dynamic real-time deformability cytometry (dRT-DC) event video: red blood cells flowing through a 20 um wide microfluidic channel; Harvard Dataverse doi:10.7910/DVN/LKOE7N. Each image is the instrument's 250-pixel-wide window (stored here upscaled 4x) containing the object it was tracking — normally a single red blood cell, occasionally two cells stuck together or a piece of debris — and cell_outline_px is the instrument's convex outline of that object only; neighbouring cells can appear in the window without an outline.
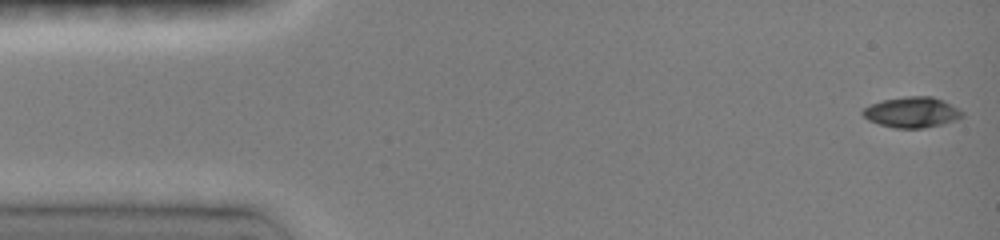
{"species": "common noctule bat (a hibernating species)", "species_latin": "Nyctalus noctula", "temperature_condition": "room temperature", "stored_images_in_passage": 65, "camera_frame_rate_fps": 3000, "um_per_image_px": 0.085, "animal": {"sex": "female", "body_mass_g": 19.0, "forearm_length_mm": 51.5}, "frame": {"image": 1, "passage_image": 1, "time_ms": 0.0, "image_size_px": [1000, 240], "cell_outline_px": [[964, 116], [956, 120], [940, 124], [920, 128], [896, 128], [880, 124], [868, 120], [860, 112], [864, 108], [880, 100], [904, 96], [932, 96], [944, 100], [960, 108], [964, 112]], "centroid_in_image_um": [77.54, 9.52], "position_along_channel_um": 7.5, "area_um2": 17.86}}
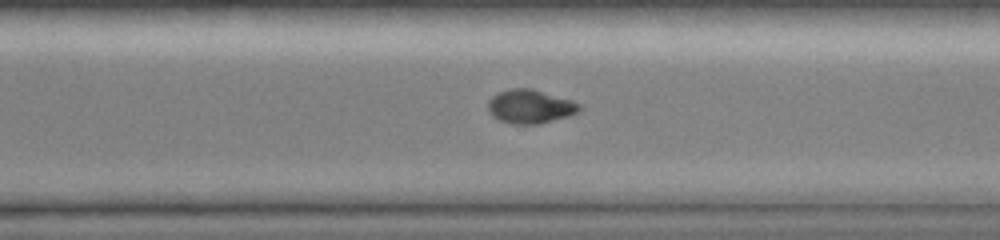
{"frame": {"image": 2, "passage_image": 48, "time_ms": 10.667, "image_size_px": [1000, 240], "cell_outline_px": [[584, 108], [568, 116], [540, 124], [512, 124], [500, 120], [492, 116], [488, 112], [488, 100], [492, 96], [500, 92], [512, 88], [532, 88], [572, 100], [580, 104]], "centroid_in_image_um": [45.07, 9.05], "position_along_channel_um": 325.5, "area_um2": 18.09}}
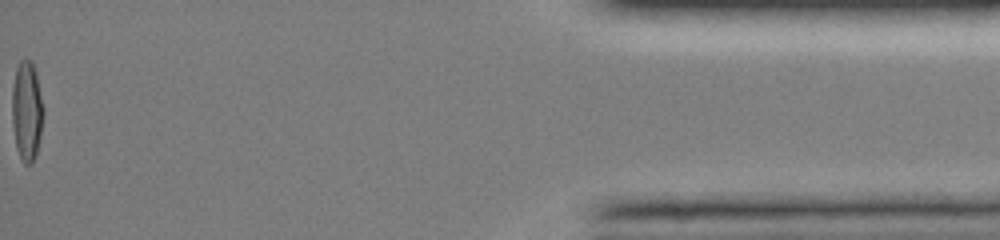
{"frame": {"image": 3, "passage_image": 65, "time_ms": 15.333, "image_size_px": [1000, 240], "cell_outline_px": [[44, 112], [40, 136], [36, 156], [32, 164], [24, 164], [16, 148], [12, 124], [12, 88], [16, 68], [20, 60], [32, 60], [36, 72], [44, 108]], "centroid_in_image_um": [2.28, 9.43], "position_along_channel_um": 432.9, "area_um2": 18.44}, "authors_computed_cell_mechanics": {"area_um2": 18.0914, "velocity_mm_per_s": 4.1091, "shape_relaxation_time_tau1_ms": 6.095, "shape_relaxation_time_tau2_ms": 10.3913, "deformation_change_tau1": 0.2174, "deformation_change_tau2": 0.095}}